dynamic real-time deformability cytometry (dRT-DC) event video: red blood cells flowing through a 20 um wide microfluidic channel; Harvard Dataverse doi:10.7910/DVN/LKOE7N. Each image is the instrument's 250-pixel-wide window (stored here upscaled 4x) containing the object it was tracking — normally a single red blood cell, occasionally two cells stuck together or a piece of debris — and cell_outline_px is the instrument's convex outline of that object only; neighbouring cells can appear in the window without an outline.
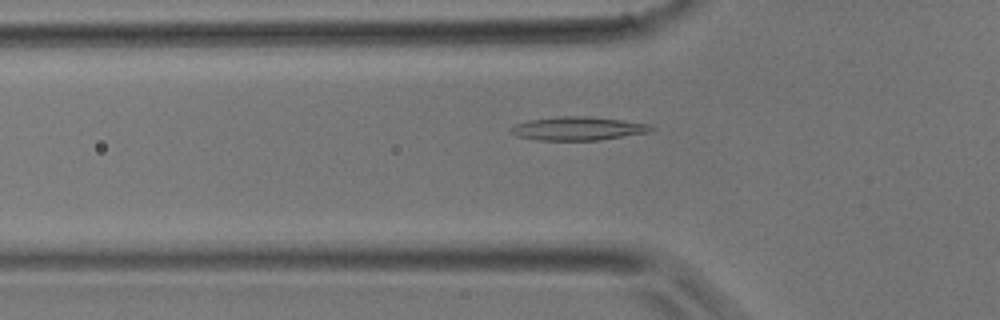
{"species": "common noctule bat (a hibernating species)", "species_latin": "Nyctalus noctula", "temperature_condition": "room temperature", "stored_images_in_passage": 29, "camera_frame_rate_fps": 3000, "um_per_image_px": 0.085, "animal": {"sex": "male", "body_mass_g": 17.9}, "frame": {"image": 1, "passage_image": 3, "time_ms": 0.667, "image_size_px": [1000, 320], "cell_outline_px": [[656, 128], [648, 132], [600, 140], [536, 140], [516, 136], [508, 128], [516, 124], [528, 120], [556, 116], [588, 116], [620, 120], [648, 124]], "centroid_in_image_um": [49.08, 10.92], "position_along_channel_um": 76.7, "area_um2": 19.19}}
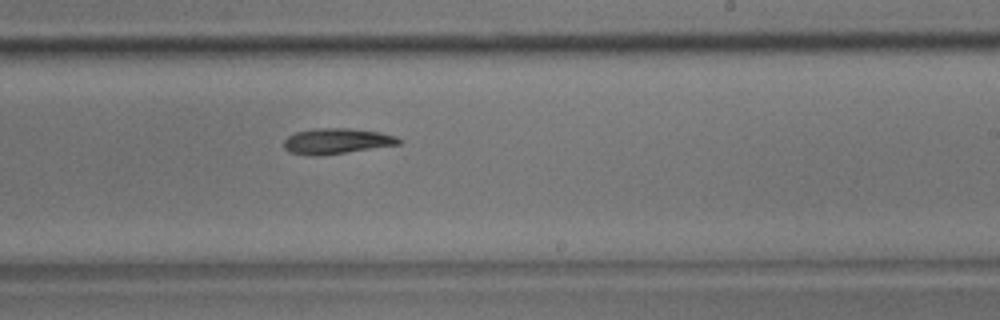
{"frame": {"image": 2, "passage_image": 14, "time_ms": 4.333, "image_size_px": [1000, 320], "cell_outline_px": [[404, 140], [400, 144], [344, 152], [312, 156], [288, 152], [284, 148], [284, 140], [288, 136], [296, 132], [312, 128], [348, 128], [380, 132], [396, 136]], "centroid_in_image_um": [28.6, 11.98], "position_along_channel_um": 260.4, "area_um2": 17.05}}
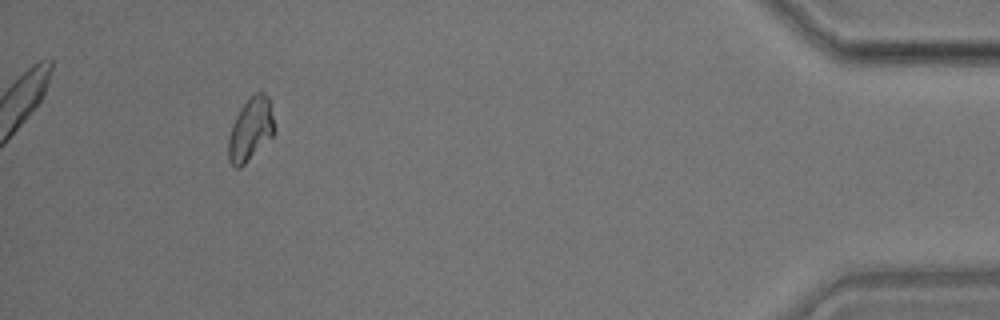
{"frame": {"image": 3, "passage_image": 27, "time_ms": 8.667, "image_size_px": [1000, 320], "cell_outline_px": [[276, 132], [240, 168], [236, 168], [228, 160], [228, 136], [232, 124], [240, 108], [256, 92], [264, 92], [268, 96], [276, 128]], "centroid_in_image_um": [21.3, 10.99], "position_along_channel_um": 413.9, "area_um2": 16.82}}